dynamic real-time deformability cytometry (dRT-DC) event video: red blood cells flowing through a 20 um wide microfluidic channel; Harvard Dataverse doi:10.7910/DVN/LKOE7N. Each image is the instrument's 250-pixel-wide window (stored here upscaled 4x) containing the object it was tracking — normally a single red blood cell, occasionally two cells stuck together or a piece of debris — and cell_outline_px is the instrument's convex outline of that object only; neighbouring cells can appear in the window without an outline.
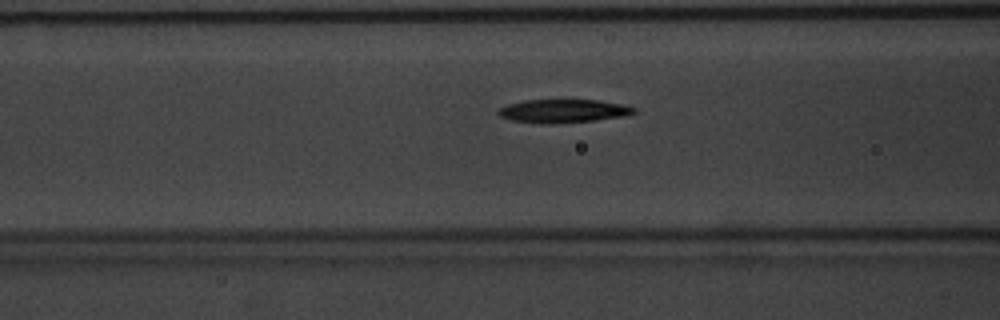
{"species": "common noctule bat (a hibernating species)", "species_latin": "Nyctalus noctula", "temperature_condition": "warm", "stored_images_in_passage": 37, "camera_frame_rate_fps": 3000, "um_per_image_px": 0.085, "animal": {"sex": "male", "body_mass_g": 20.1, "forearm_length_mm": 53.5}, "frame": {"image": 1, "passage_image": 15, "time_ms": 4.667, "image_size_px": [1000, 320], "cell_outline_px": [[636, 112], [624, 116], [596, 120], [548, 124], [512, 120], [500, 116], [496, 112], [500, 108], [508, 104], [524, 100], [600, 100], [624, 104], [636, 108]], "centroid_in_image_um": [47.9, 9.43], "position_along_channel_um": 118.7, "area_um2": 18.44}}
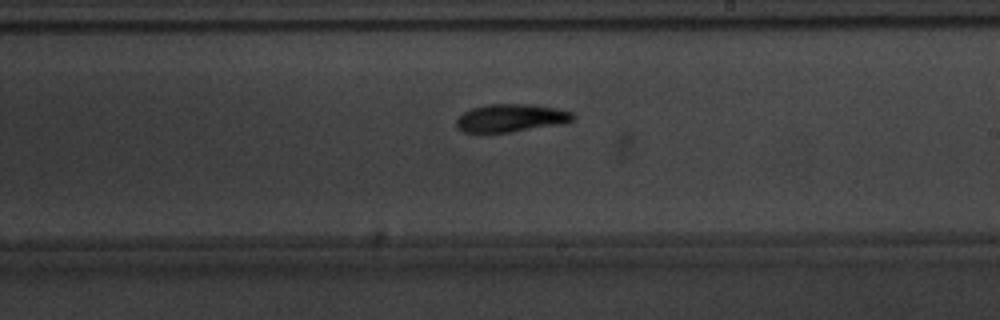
{"frame": {"image": 2, "passage_image": 25, "time_ms": 8.0, "image_size_px": [1000, 320], "cell_outline_px": [[576, 116], [572, 120], [564, 124], [512, 132], [464, 132], [456, 128], [456, 120], [464, 112], [472, 108], [488, 104], [532, 104], [556, 108], [572, 112]], "centroid_in_image_um": [43.46, 10.03], "position_along_channel_um": 245.5, "area_um2": 19.07}}
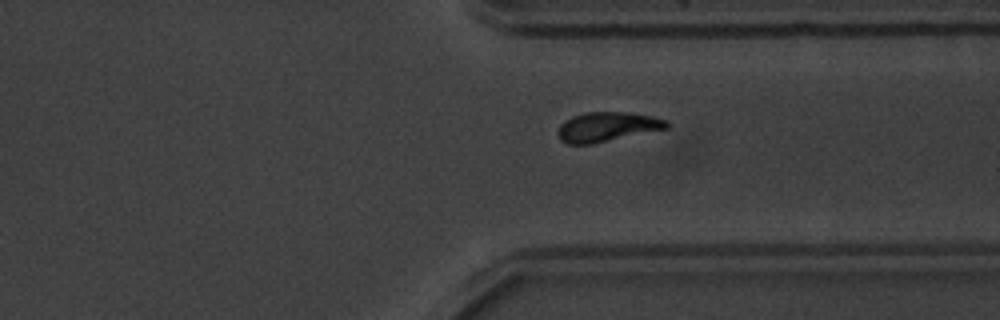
{"frame": {"image": 3, "passage_image": 34, "time_ms": 11.0, "image_size_px": [1000, 320], "cell_outline_px": [[668, 128], [592, 144], [568, 144], [560, 140], [556, 132], [560, 124], [564, 120], [572, 116], [584, 112], [628, 112], [652, 116], [668, 120]], "centroid_in_image_um": [51.57, 10.77], "position_along_channel_um": 359.8, "area_um2": 18.84}}